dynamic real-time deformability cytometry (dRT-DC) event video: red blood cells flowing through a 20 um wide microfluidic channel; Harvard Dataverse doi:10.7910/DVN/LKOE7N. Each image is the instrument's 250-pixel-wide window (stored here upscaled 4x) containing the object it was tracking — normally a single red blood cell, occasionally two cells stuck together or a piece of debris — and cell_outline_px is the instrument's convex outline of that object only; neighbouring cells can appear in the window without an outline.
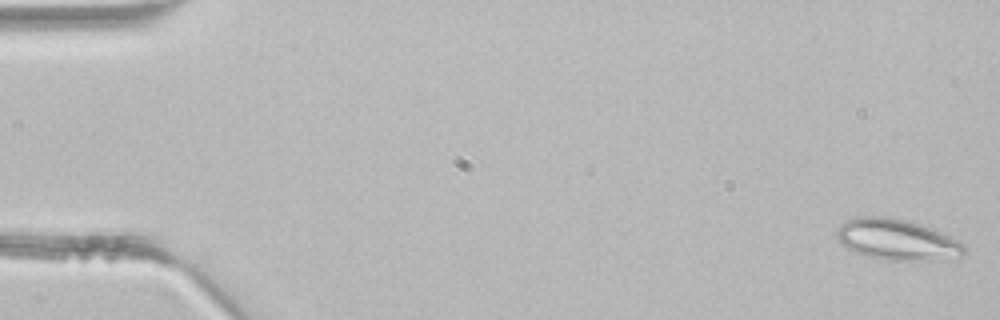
{"species": "common noctule bat (a hibernating species)", "species_latin": "Nyctalus noctula", "temperature_condition": "room temperature", "stored_images_in_passage": 7, "camera_frame_rate_fps": 3000, "um_per_image_px": 0.085, "animal": {"sex": "male", "body_mass_g": 21.5, "forearm_length_mm": 52.0}, "frame": {"image": 1, "passage_image": 1, "time_ms": 0.0, "image_size_px": [1000, 320], "cell_outline_px": [[968, 252], [960, 256], [908, 260], [888, 260], [868, 256], [856, 252], [848, 248], [836, 236], [836, 228], [840, 224], [856, 216], [888, 216], [908, 220], [932, 228], [964, 244], [968, 248]], "centroid_in_image_um": [76.22, 20.33], "position_along_channel_um": 8.8, "area_um2": 30.0}}